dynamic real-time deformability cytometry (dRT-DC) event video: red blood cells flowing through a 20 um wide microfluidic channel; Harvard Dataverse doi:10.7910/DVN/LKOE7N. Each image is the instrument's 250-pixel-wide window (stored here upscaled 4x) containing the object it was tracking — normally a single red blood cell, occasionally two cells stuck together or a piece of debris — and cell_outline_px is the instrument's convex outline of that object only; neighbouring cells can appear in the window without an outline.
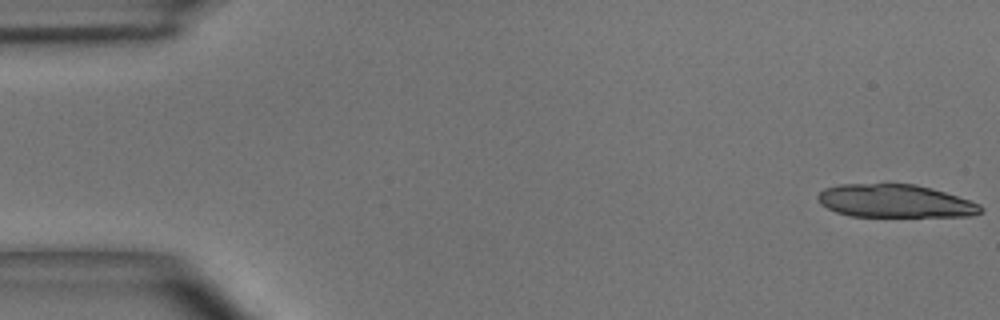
{"species": "common noctule bat (a hibernating species)", "species_latin": "Nyctalus noctula", "temperature_condition": "room temperature", "stored_images_in_passage": 4, "camera_frame_rate_fps": 3000, "um_per_image_px": 0.085, "animal": {"sex": "male", "body_mass_g": 15.6}, "frame": {"image": 1, "passage_image": 1, "time_ms": 0.0, "image_size_px": [1000, 320], "cell_outline_px": [[984, 212], [972, 216], [852, 216], [836, 212], [820, 204], [816, 196], [824, 188], [840, 184], [916, 184], [944, 192], [980, 204], [984, 208]], "centroid_in_image_um": [76.08, 17.09], "position_along_channel_um": 8.9, "area_um2": 31.27}}